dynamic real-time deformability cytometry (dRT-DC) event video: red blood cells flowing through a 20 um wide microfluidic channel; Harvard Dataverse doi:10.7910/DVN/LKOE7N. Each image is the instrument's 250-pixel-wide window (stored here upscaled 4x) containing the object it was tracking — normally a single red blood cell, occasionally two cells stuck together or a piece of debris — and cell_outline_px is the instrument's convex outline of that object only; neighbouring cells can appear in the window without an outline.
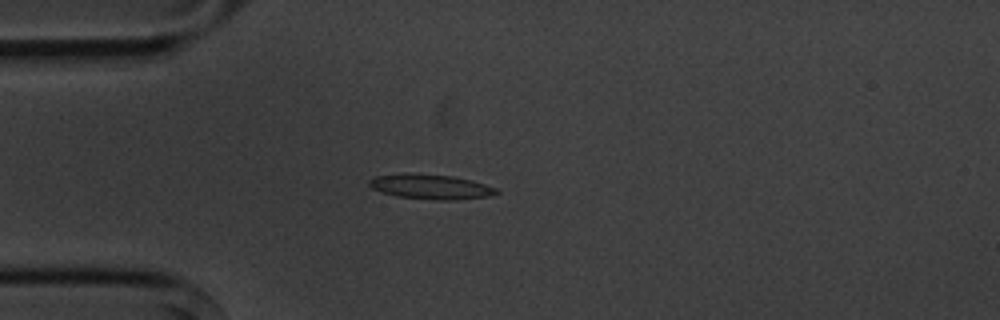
{"species": "common noctule bat (a hibernating species)", "species_latin": "Nyctalus noctula", "temperature_condition": "cold", "stored_images_in_passage": 6, "camera_frame_rate_fps": 3000, "um_per_image_px": 0.085, "animal": {"sex": "male", "body_mass_g": 20.1, "forearm_length_mm": 53.5}, "frame": {"image": 1, "passage_image": 2, "time_ms": 1.333, "image_size_px": [1000, 320], "cell_outline_px": [[500, 192], [488, 196], [456, 200], [436, 200], [396, 196], [380, 192], [372, 188], [368, 184], [368, 180], [376, 176], [404, 172], [408, 172], [452, 176], [472, 180], [496, 188]], "centroid_in_image_um": [36.56, 15.86], "position_along_channel_um": 48.4, "area_um2": 18.61}}
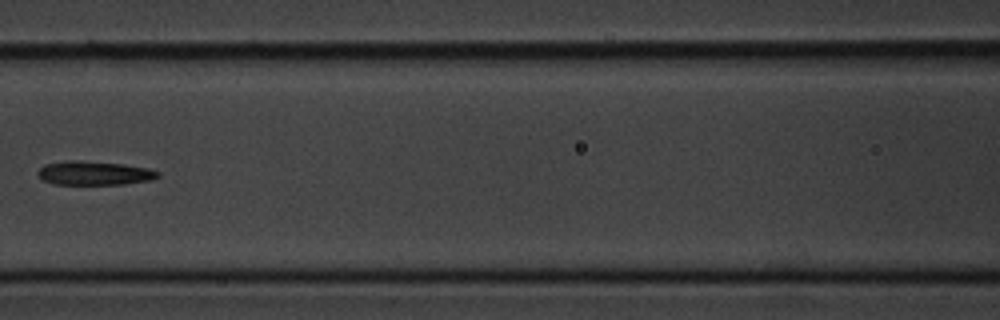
{"frame": {"image": 2, "passage_image": 5, "time_ms": 4.667, "image_size_px": [1000, 320], "cell_outline_px": [[160, 176], [152, 180], [124, 184], [52, 184], [44, 180], [36, 172], [44, 164], [68, 160], [76, 160], [124, 164], [148, 168], [160, 172]], "centroid_in_image_um": [8.03, 14.71], "position_along_channel_um": 158.6, "area_um2": 16.76}}
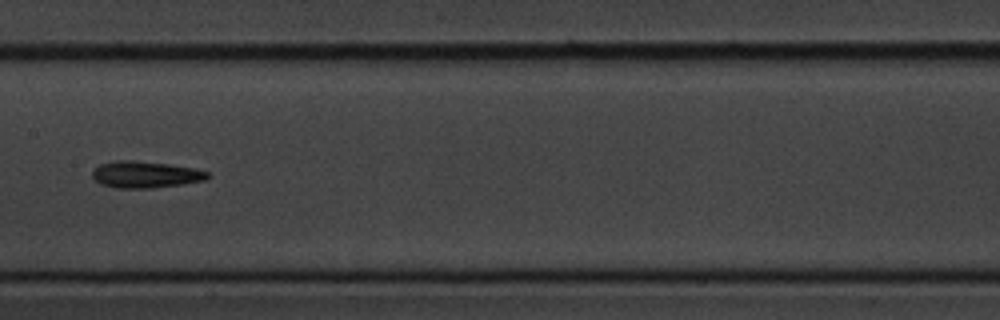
{"frame": {"image": 3, "passage_image": 6, "time_ms": 5.667, "image_size_px": [1000, 320], "cell_outline_px": [[212, 176], [204, 180], [184, 184], [152, 188], [116, 188], [100, 184], [92, 176], [92, 172], [100, 164], [116, 160], [132, 160], [168, 164], [192, 168], [208, 172]], "centroid_in_image_um": [12.36, 14.84], "position_along_channel_um": 195.0, "area_um2": 17.86}}